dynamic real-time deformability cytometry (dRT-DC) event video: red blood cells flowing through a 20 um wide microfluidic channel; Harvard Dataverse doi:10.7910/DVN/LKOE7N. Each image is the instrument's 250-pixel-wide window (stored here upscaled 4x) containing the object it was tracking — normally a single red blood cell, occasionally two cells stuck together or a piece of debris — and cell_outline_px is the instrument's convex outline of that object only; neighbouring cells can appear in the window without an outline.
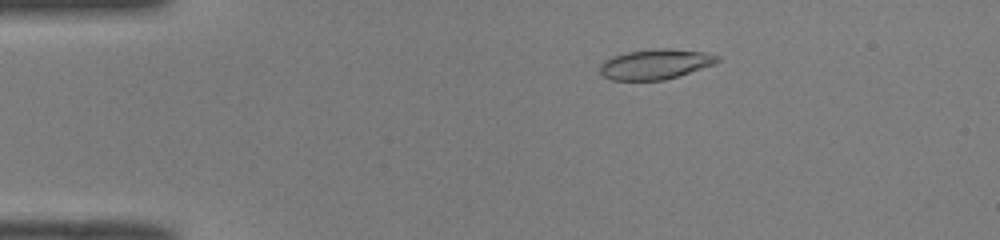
{"species": "common noctule bat (a hibernating species)", "species_latin": "Nyctalus noctula", "temperature_condition": "room temperature", "stored_images_in_passage": 43, "camera_frame_rate_fps": 3000, "um_per_image_px": 0.085, "animal": {"sex": "male", "body_mass_g": 19.0, "forearm_length_mm": 50.8}, "frame": {"image": 1, "passage_image": 2, "time_ms": 0.333, "image_size_px": [1000, 240], "cell_outline_px": [[720, 60], [716, 64], [664, 80], [612, 80], [604, 76], [600, 72], [600, 64], [604, 60], [612, 56], [628, 52], [660, 48], [668, 48], [704, 52], [720, 56]], "centroid_in_image_um": [55.72, 5.45], "position_along_channel_um": 29.3, "area_um2": 20.58}}
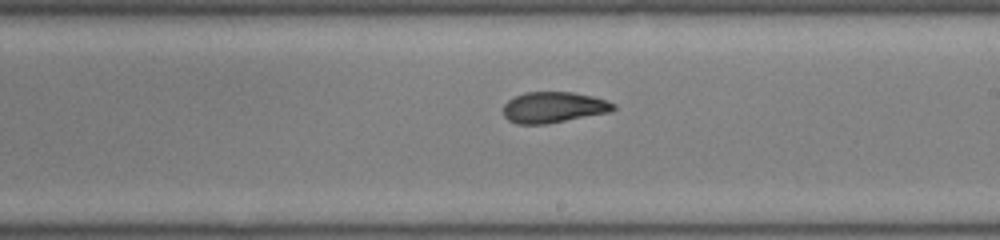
{"frame": {"image": 2, "passage_image": 22, "time_ms": 7.0, "image_size_px": [1000, 240], "cell_outline_px": [[616, 108], [612, 112], [544, 124], [516, 124], [508, 120], [504, 116], [504, 104], [508, 100], [524, 92], [572, 92], [592, 96], [608, 100], [616, 104]], "centroid_in_image_um": [47.08, 9.12], "position_along_channel_um": 241.9, "area_um2": 19.94}}
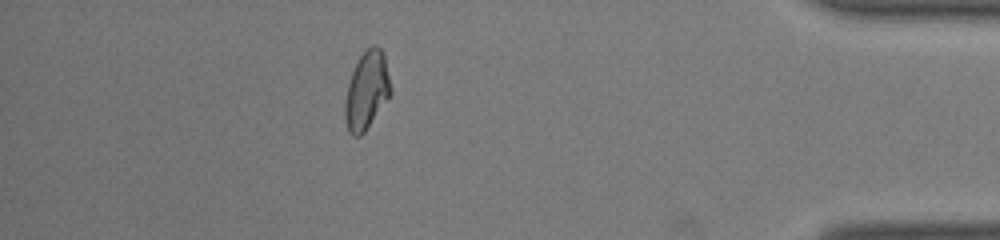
{"frame": {"image": 3, "passage_image": 37, "time_ms": 12.0, "image_size_px": [1000, 240], "cell_outline_px": [[392, 92], [364, 132], [360, 136], [352, 136], [348, 132], [344, 116], [344, 104], [348, 84], [352, 72], [360, 56], [372, 44], [376, 44], [380, 48], [384, 56], [392, 88]], "centroid_in_image_um": [31.16, 7.7], "position_along_channel_um": 404.0, "area_um2": 20.58}, "authors_computed_cell_mechanics": {"area_um2": 20.23, "velocity_mm_per_s": 4.0797, "shape_relaxation_time_tau1_ms": 10.7208, "shape_relaxation_time_tau2_ms": 1.6605, "deformation_change_tau1": 0.2948, "deformation_change_tau2": 0.0792}}